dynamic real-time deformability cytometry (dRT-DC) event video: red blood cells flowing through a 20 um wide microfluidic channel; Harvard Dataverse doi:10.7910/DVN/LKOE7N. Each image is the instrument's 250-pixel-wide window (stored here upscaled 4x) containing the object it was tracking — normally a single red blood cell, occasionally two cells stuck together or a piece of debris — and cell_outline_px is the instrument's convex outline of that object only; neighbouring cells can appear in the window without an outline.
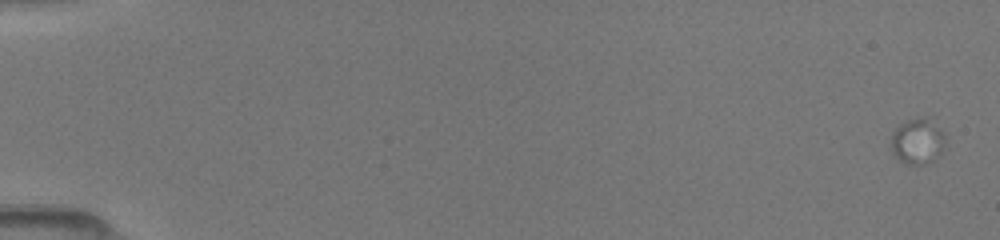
{"species": "common noctule bat (a hibernating species)", "species_latin": "Nyctalus noctula", "temperature_condition": "room temperature", "stored_images_in_passage": 3, "camera_frame_rate_fps": 3000, "um_per_image_px": 0.085, "animal": {"sex": "female", "body_mass_g": 19.5, "forearm_length_mm": 54.1}, "frame": {"image": 1, "passage_image": 1, "time_ms": 0.0, "image_size_px": [1000, 240], "cell_outline_px": [[944, 144], [940, 152], [928, 164], [908, 164], [900, 160], [892, 152], [892, 132], [900, 124], [908, 120], [924, 116], [936, 116], [944, 132]], "centroid_in_image_um": [78.04, 11.92], "position_along_channel_um": 7.0, "area_um2": 14.74}}